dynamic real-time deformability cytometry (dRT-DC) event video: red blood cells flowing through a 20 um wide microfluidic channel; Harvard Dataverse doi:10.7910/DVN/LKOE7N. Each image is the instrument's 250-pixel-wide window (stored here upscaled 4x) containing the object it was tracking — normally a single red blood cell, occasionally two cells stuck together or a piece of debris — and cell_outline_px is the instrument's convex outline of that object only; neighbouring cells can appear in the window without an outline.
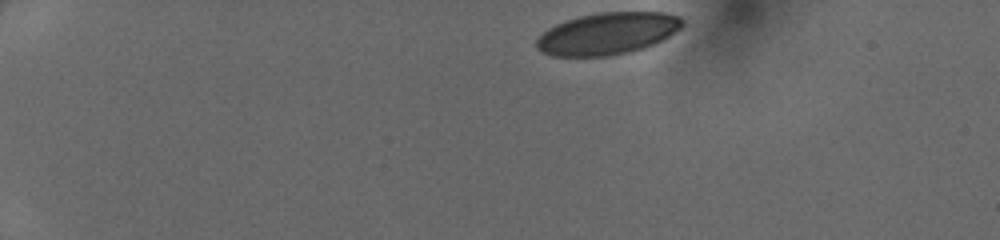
{"species": "human", "species_latin": "Homo sapiens", "temperature_condition": "cold", "stored_images_in_passage": 39, "camera_frame_rate_fps": 3000, "um_per_image_px": 0.085, "donor": {"sex": "female"}, "frame": {"image": 1, "passage_image": 1, "time_ms": 0.0, "image_size_px": [1000, 240], "cell_outline_px": [[684, 24], [680, 28], [668, 36], [644, 48], [628, 52], [608, 56], [552, 56], [536, 48], [536, 40], [548, 28], [556, 24], [580, 16], [596, 12], [664, 12], [680, 16], [684, 20]], "centroid_in_image_um": [51.65, 2.84], "position_along_channel_um": 33.4, "area_um2": 35.49}}
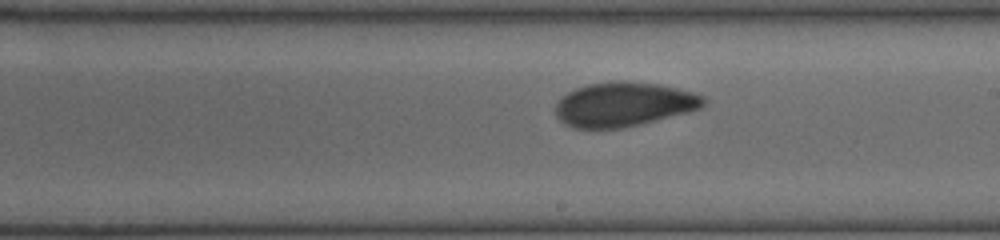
{"frame": {"image": 2, "passage_image": 22, "time_ms": 7.0, "image_size_px": [1000, 240], "cell_outline_px": [[708, 100], [700, 108], [688, 112], [624, 128], [576, 128], [564, 124], [556, 116], [556, 104], [568, 92], [576, 88], [588, 84], [620, 80], [624, 80], [660, 84], [692, 92], [704, 96]], "centroid_in_image_um": [53.04, 8.86], "position_along_channel_um": 236.0, "area_um2": 38.21}}
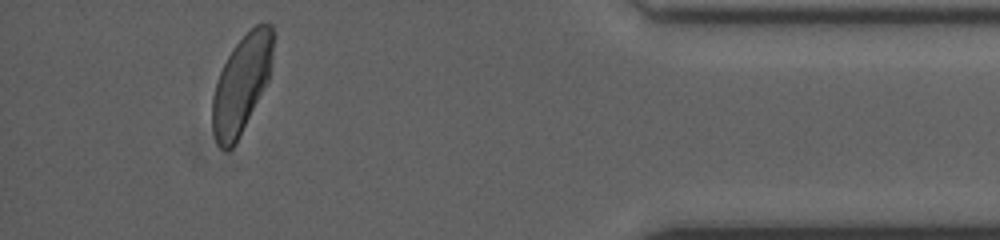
{"frame": {"image": 3, "passage_image": 37, "time_ms": 12.0, "image_size_px": [1000, 240], "cell_outline_px": [[276, 32], [268, 80], [236, 144], [232, 148], [220, 148], [216, 140], [212, 128], [212, 96], [220, 72], [232, 48], [256, 24], [272, 24]], "centroid_in_image_um": [20.54, 7.13], "position_along_channel_um": 414.7, "area_um2": 34.33}}